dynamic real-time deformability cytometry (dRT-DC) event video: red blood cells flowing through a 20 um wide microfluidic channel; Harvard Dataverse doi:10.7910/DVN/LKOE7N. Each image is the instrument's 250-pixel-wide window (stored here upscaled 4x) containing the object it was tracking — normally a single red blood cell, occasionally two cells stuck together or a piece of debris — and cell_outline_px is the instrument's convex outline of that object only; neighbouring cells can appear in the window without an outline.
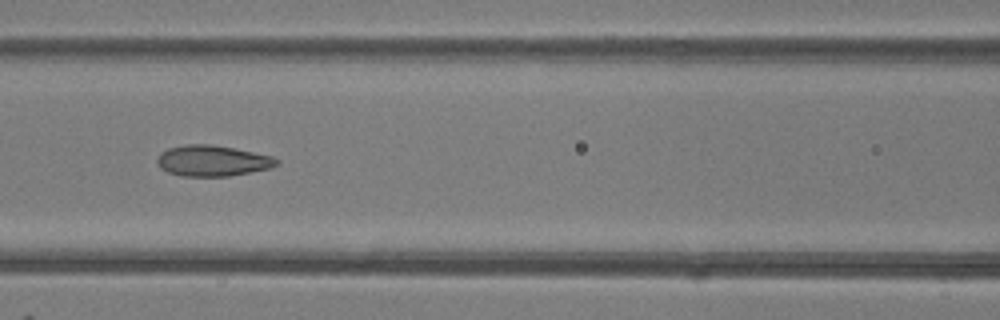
{"species": "common noctule bat (a hibernating species)", "species_latin": "Nyctalus noctula", "temperature_condition": "room temperature", "stored_images_in_passage": 13, "camera_frame_rate_fps": 3000, "um_per_image_px": 0.085, "animal": {"sex": "female"}, "frame": {"image": 1, "passage_image": 8, "time_ms": 2.333, "image_size_px": [1000, 320], "cell_outline_px": [[280, 164], [272, 168], [228, 176], [180, 176], [168, 172], [160, 168], [156, 164], [156, 160], [160, 152], [168, 148], [184, 144], [208, 144], [232, 148], [272, 156], [280, 160]], "centroid_in_image_um": [18.04, 13.67], "position_along_channel_um": 148.6, "area_um2": 21.62}}